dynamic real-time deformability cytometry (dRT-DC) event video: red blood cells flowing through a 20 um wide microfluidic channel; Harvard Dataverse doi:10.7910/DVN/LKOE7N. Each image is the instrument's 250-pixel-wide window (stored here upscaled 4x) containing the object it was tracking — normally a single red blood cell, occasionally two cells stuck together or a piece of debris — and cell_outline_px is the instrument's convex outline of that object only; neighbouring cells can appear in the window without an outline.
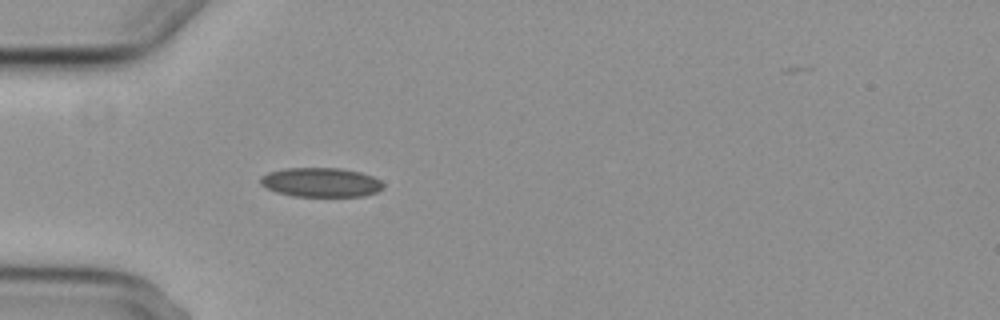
{"species": "common noctule bat (a hibernating species)", "species_latin": "Nyctalus noctula", "temperature_condition": "cold", "stored_images_in_passage": 5, "camera_frame_rate_fps": 3000, "um_per_image_px": 0.085, "animal": {"sex": "female", "body_mass_g": 29.2, "forearm_length_mm": 56.3}, "frame": {"image": 1, "passage_image": 5, "time_ms": 4.667, "image_size_px": [1000, 320], "cell_outline_px": [[384, 188], [376, 192], [364, 196], [292, 196], [276, 192], [260, 184], [260, 176], [268, 172], [284, 168], [340, 168], [360, 172], [372, 176], [380, 180], [384, 184]], "centroid_in_image_um": [27.27, 15.49], "position_along_channel_um": 57.7, "area_um2": 21.04}}